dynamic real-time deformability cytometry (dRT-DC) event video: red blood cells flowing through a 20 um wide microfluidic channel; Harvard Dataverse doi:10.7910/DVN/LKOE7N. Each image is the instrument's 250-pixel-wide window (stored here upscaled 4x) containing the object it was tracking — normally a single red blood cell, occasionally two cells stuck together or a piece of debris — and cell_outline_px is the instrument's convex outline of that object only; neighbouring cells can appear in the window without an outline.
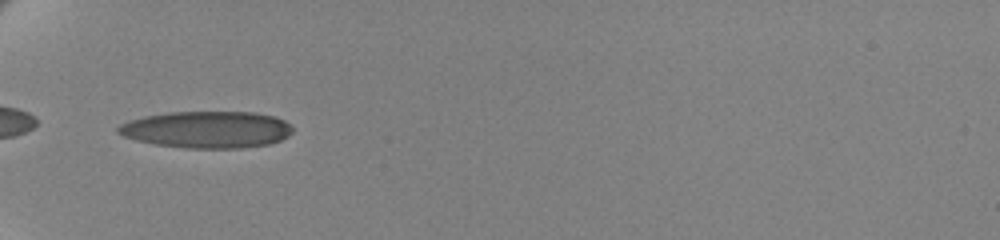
{"species": "human", "species_latin": "Homo sapiens", "temperature_condition": "cold", "stored_images_in_passage": 38, "camera_frame_rate_fps": 3000, "um_per_image_px": 0.085, "donor": {"sex": "female"}, "frame": {"image": 1, "passage_image": 1, "time_ms": 0.0, "image_size_px": [1000, 240], "cell_outline_px": [[292, 132], [288, 136], [280, 140], [268, 144], [240, 148], [188, 148], [156, 144], [136, 140], [124, 136], [116, 132], [116, 128], [120, 124], [128, 120], [144, 116], [168, 112], [256, 112], [276, 116], [292, 124]], "centroid_in_image_um": [17.6, 11.0], "position_along_channel_um": 67.4, "area_um2": 37.63}}
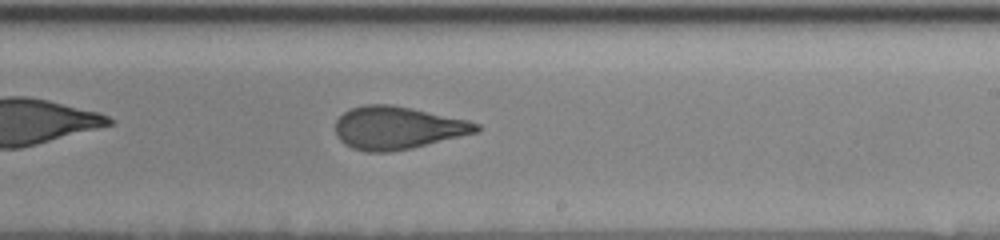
{"frame": {"image": 2, "passage_image": 18, "time_ms": 5.667, "image_size_px": [1000, 240], "cell_outline_px": [[480, 132], [412, 148], [388, 152], [364, 152], [352, 148], [344, 144], [336, 136], [336, 120], [344, 112], [352, 108], [364, 104], [388, 104], [468, 120], [480, 124]], "centroid_in_image_um": [33.78, 10.88], "position_along_channel_um": 255.2, "area_um2": 35.08}}
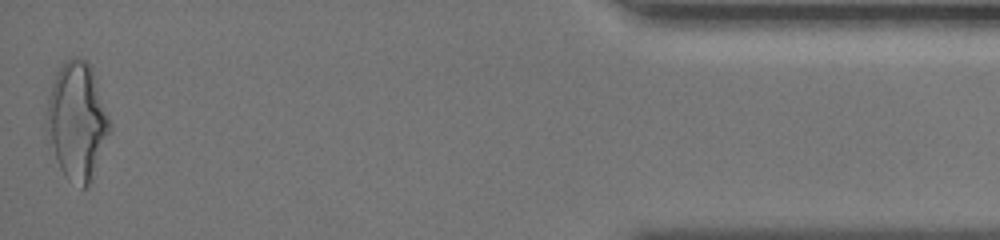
{"frame": {"image": 3, "passage_image": 38, "time_ms": 12.333, "image_size_px": [1000, 240], "cell_outline_px": [[112, 128], [88, 184], [84, 188], [80, 188], [68, 180], [60, 168], [56, 156], [52, 140], [48, 120], [48, 96], [56, 72], [64, 60], [76, 56], [88, 60], [92, 68], [112, 124]], "centroid_in_image_um": [6.6, 10.21], "position_along_channel_um": 428.6, "area_um2": 42.14}, "authors_computed_cell_mechanics": {"area_um2": 36.0672, "velocity_mm_per_s": 3.4734, "shape_relaxation_time_tau1_ms": 5.9325, "shape_relaxation_time_tau2_ms": 1.5051, "deformation_change_tau1": 0.188, "deformation_change_tau2": 0.0926}}